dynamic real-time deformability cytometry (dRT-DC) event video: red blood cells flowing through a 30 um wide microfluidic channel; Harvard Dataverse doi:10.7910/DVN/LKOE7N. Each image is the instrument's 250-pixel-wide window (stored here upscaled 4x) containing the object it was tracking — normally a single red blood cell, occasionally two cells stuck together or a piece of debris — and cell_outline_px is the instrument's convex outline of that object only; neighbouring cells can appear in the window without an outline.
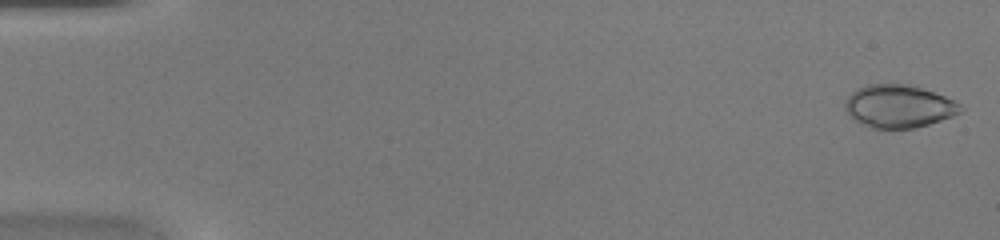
{"species": "common noctule bat (a hibernating species)", "species_latin": "Nyctalus noctula", "temperature_condition": "warm", "stored_images_in_passage": 48, "camera_frame_rate_fps": 3000, "um_per_image_px": 0.085, "animal": {"sex": "female", "body_mass_g": 20.0, "forearm_length_mm": 54.0}, "frame": {"image": 1, "passage_image": 1, "time_ms": 0.0, "image_size_px": [1000, 240], "cell_outline_px": [[964, 108], [960, 112], [952, 116], [916, 128], [872, 128], [860, 124], [848, 116], [844, 104], [848, 96], [856, 88], [868, 84], [908, 84], [944, 96], [960, 104]], "centroid_in_image_um": [76.34, 9.04], "position_along_channel_um": 8.7, "area_um2": 28.73}}